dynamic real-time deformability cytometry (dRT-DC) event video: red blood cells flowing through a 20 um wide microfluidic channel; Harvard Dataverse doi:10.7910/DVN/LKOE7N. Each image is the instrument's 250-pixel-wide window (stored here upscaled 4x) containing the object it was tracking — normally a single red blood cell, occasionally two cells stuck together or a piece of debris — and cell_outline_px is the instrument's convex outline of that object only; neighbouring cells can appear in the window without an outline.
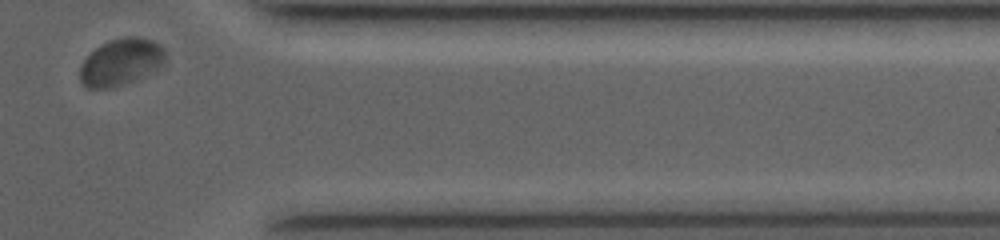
{"species": "common noctule bat (a hibernating species)", "species_latin": "Nyctalus noctula", "temperature_condition": "room temperature", "stored_images_in_passage": 10, "camera_frame_rate_fps": 4000, "um_per_image_px": 0.085, "animal": {"sex": "female", "body_mass_g": 19.0, "forearm_length_mm": 53.3}, "frame": {"image": 1, "passage_image": 10, "time_ms": 9.75, "image_size_px": [1000, 240], "cell_outline_px": [[164, 64], [160, 68], [140, 80], [112, 88], [88, 88], [80, 80], [80, 68], [84, 60], [100, 44], [108, 40], [124, 36], [140, 36], [152, 40], [160, 44], [164, 48]], "centroid_in_image_um": [10.33, 5.28], "position_along_channel_um": 401.1, "area_um2": 23.81}}